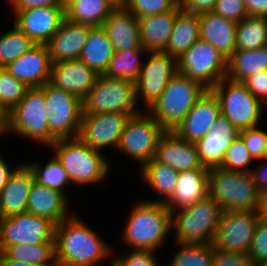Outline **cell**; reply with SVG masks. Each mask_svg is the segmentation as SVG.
Masks as SVG:
<instances>
[{
    "label": "cell",
    "instance_id": "16",
    "mask_svg": "<svg viewBox=\"0 0 267 266\" xmlns=\"http://www.w3.org/2000/svg\"><path fill=\"white\" fill-rule=\"evenodd\" d=\"M131 117L128 113L111 112L99 114H82L78 137L92 149H117L124 127Z\"/></svg>",
    "mask_w": 267,
    "mask_h": 266
},
{
    "label": "cell",
    "instance_id": "50",
    "mask_svg": "<svg viewBox=\"0 0 267 266\" xmlns=\"http://www.w3.org/2000/svg\"><path fill=\"white\" fill-rule=\"evenodd\" d=\"M217 0H179L181 10L193 14L212 12Z\"/></svg>",
    "mask_w": 267,
    "mask_h": 266
},
{
    "label": "cell",
    "instance_id": "29",
    "mask_svg": "<svg viewBox=\"0 0 267 266\" xmlns=\"http://www.w3.org/2000/svg\"><path fill=\"white\" fill-rule=\"evenodd\" d=\"M179 4L168 12L147 15L138 19L142 47L147 52H163L170 40Z\"/></svg>",
    "mask_w": 267,
    "mask_h": 266
},
{
    "label": "cell",
    "instance_id": "52",
    "mask_svg": "<svg viewBox=\"0 0 267 266\" xmlns=\"http://www.w3.org/2000/svg\"><path fill=\"white\" fill-rule=\"evenodd\" d=\"M263 164H259L255 169L251 171L254 181L258 187V190L265 194L267 193V160H262Z\"/></svg>",
    "mask_w": 267,
    "mask_h": 266
},
{
    "label": "cell",
    "instance_id": "37",
    "mask_svg": "<svg viewBox=\"0 0 267 266\" xmlns=\"http://www.w3.org/2000/svg\"><path fill=\"white\" fill-rule=\"evenodd\" d=\"M267 45V18L248 16L236 25V50H254Z\"/></svg>",
    "mask_w": 267,
    "mask_h": 266
},
{
    "label": "cell",
    "instance_id": "43",
    "mask_svg": "<svg viewBox=\"0 0 267 266\" xmlns=\"http://www.w3.org/2000/svg\"><path fill=\"white\" fill-rule=\"evenodd\" d=\"M120 3L131 14L141 18L173 10L179 4V0H120Z\"/></svg>",
    "mask_w": 267,
    "mask_h": 266
},
{
    "label": "cell",
    "instance_id": "56",
    "mask_svg": "<svg viewBox=\"0 0 267 266\" xmlns=\"http://www.w3.org/2000/svg\"><path fill=\"white\" fill-rule=\"evenodd\" d=\"M0 266H35V265L7 258L2 252H0Z\"/></svg>",
    "mask_w": 267,
    "mask_h": 266
},
{
    "label": "cell",
    "instance_id": "18",
    "mask_svg": "<svg viewBox=\"0 0 267 266\" xmlns=\"http://www.w3.org/2000/svg\"><path fill=\"white\" fill-rule=\"evenodd\" d=\"M220 115L218 99L211 90H206L172 132L184 141L196 143L209 132Z\"/></svg>",
    "mask_w": 267,
    "mask_h": 266
},
{
    "label": "cell",
    "instance_id": "5",
    "mask_svg": "<svg viewBox=\"0 0 267 266\" xmlns=\"http://www.w3.org/2000/svg\"><path fill=\"white\" fill-rule=\"evenodd\" d=\"M206 90L200 83L176 73L147 112L166 131H173Z\"/></svg>",
    "mask_w": 267,
    "mask_h": 266
},
{
    "label": "cell",
    "instance_id": "53",
    "mask_svg": "<svg viewBox=\"0 0 267 266\" xmlns=\"http://www.w3.org/2000/svg\"><path fill=\"white\" fill-rule=\"evenodd\" d=\"M248 16H267V0H243Z\"/></svg>",
    "mask_w": 267,
    "mask_h": 266
},
{
    "label": "cell",
    "instance_id": "45",
    "mask_svg": "<svg viewBox=\"0 0 267 266\" xmlns=\"http://www.w3.org/2000/svg\"><path fill=\"white\" fill-rule=\"evenodd\" d=\"M157 251L133 249L130 254L111 260L113 266H160L155 256ZM157 258V259H156Z\"/></svg>",
    "mask_w": 267,
    "mask_h": 266
},
{
    "label": "cell",
    "instance_id": "55",
    "mask_svg": "<svg viewBox=\"0 0 267 266\" xmlns=\"http://www.w3.org/2000/svg\"><path fill=\"white\" fill-rule=\"evenodd\" d=\"M259 220L267 223V193L261 195L258 207Z\"/></svg>",
    "mask_w": 267,
    "mask_h": 266
},
{
    "label": "cell",
    "instance_id": "12",
    "mask_svg": "<svg viewBox=\"0 0 267 266\" xmlns=\"http://www.w3.org/2000/svg\"><path fill=\"white\" fill-rule=\"evenodd\" d=\"M131 116L123 130L117 149L140 162V168L155 157L160 138L166 130L148 112Z\"/></svg>",
    "mask_w": 267,
    "mask_h": 266
},
{
    "label": "cell",
    "instance_id": "15",
    "mask_svg": "<svg viewBox=\"0 0 267 266\" xmlns=\"http://www.w3.org/2000/svg\"><path fill=\"white\" fill-rule=\"evenodd\" d=\"M145 56L148 59L142 64L135 90L137 102L143 98L142 102L147 108L161 95L177 73V59L165 52H147Z\"/></svg>",
    "mask_w": 267,
    "mask_h": 266
},
{
    "label": "cell",
    "instance_id": "59",
    "mask_svg": "<svg viewBox=\"0 0 267 266\" xmlns=\"http://www.w3.org/2000/svg\"><path fill=\"white\" fill-rule=\"evenodd\" d=\"M5 70V67H1L0 66V79H1V75H2V72Z\"/></svg>",
    "mask_w": 267,
    "mask_h": 266
},
{
    "label": "cell",
    "instance_id": "35",
    "mask_svg": "<svg viewBox=\"0 0 267 266\" xmlns=\"http://www.w3.org/2000/svg\"><path fill=\"white\" fill-rule=\"evenodd\" d=\"M142 54L147 51L142 47L140 49H128L123 51H114V54L108 62L105 76L110 78L127 79L136 82L140 75Z\"/></svg>",
    "mask_w": 267,
    "mask_h": 266
},
{
    "label": "cell",
    "instance_id": "11",
    "mask_svg": "<svg viewBox=\"0 0 267 266\" xmlns=\"http://www.w3.org/2000/svg\"><path fill=\"white\" fill-rule=\"evenodd\" d=\"M40 88L45 93L49 133L56 140L78 137L83 114L82 100L50 82Z\"/></svg>",
    "mask_w": 267,
    "mask_h": 266
},
{
    "label": "cell",
    "instance_id": "23",
    "mask_svg": "<svg viewBox=\"0 0 267 266\" xmlns=\"http://www.w3.org/2000/svg\"><path fill=\"white\" fill-rule=\"evenodd\" d=\"M154 158L177 172L209 169L203 166L195 143L178 138L172 131H166L160 138Z\"/></svg>",
    "mask_w": 267,
    "mask_h": 266
},
{
    "label": "cell",
    "instance_id": "9",
    "mask_svg": "<svg viewBox=\"0 0 267 266\" xmlns=\"http://www.w3.org/2000/svg\"><path fill=\"white\" fill-rule=\"evenodd\" d=\"M211 91L220 104L224 115L238 131L259 126L263 105L242 82L223 78Z\"/></svg>",
    "mask_w": 267,
    "mask_h": 266
},
{
    "label": "cell",
    "instance_id": "10",
    "mask_svg": "<svg viewBox=\"0 0 267 266\" xmlns=\"http://www.w3.org/2000/svg\"><path fill=\"white\" fill-rule=\"evenodd\" d=\"M177 73L211 90L227 73V58L210 43L199 39L177 59Z\"/></svg>",
    "mask_w": 267,
    "mask_h": 266
},
{
    "label": "cell",
    "instance_id": "58",
    "mask_svg": "<svg viewBox=\"0 0 267 266\" xmlns=\"http://www.w3.org/2000/svg\"><path fill=\"white\" fill-rule=\"evenodd\" d=\"M255 266H267V260H265V261H263L261 263H258Z\"/></svg>",
    "mask_w": 267,
    "mask_h": 266
},
{
    "label": "cell",
    "instance_id": "48",
    "mask_svg": "<svg viewBox=\"0 0 267 266\" xmlns=\"http://www.w3.org/2000/svg\"><path fill=\"white\" fill-rule=\"evenodd\" d=\"M242 83L267 108V70L249 75Z\"/></svg>",
    "mask_w": 267,
    "mask_h": 266
},
{
    "label": "cell",
    "instance_id": "31",
    "mask_svg": "<svg viewBox=\"0 0 267 266\" xmlns=\"http://www.w3.org/2000/svg\"><path fill=\"white\" fill-rule=\"evenodd\" d=\"M114 54L112 43L102 26L91 27L79 60L97 75H104L108 62Z\"/></svg>",
    "mask_w": 267,
    "mask_h": 266
},
{
    "label": "cell",
    "instance_id": "33",
    "mask_svg": "<svg viewBox=\"0 0 267 266\" xmlns=\"http://www.w3.org/2000/svg\"><path fill=\"white\" fill-rule=\"evenodd\" d=\"M267 70V45L254 50H235L227 59L226 78L242 82L249 75Z\"/></svg>",
    "mask_w": 267,
    "mask_h": 266
},
{
    "label": "cell",
    "instance_id": "21",
    "mask_svg": "<svg viewBox=\"0 0 267 266\" xmlns=\"http://www.w3.org/2000/svg\"><path fill=\"white\" fill-rule=\"evenodd\" d=\"M98 75L81 60L55 62L51 65L50 83L83 100Z\"/></svg>",
    "mask_w": 267,
    "mask_h": 266
},
{
    "label": "cell",
    "instance_id": "30",
    "mask_svg": "<svg viewBox=\"0 0 267 266\" xmlns=\"http://www.w3.org/2000/svg\"><path fill=\"white\" fill-rule=\"evenodd\" d=\"M120 4V0H71L65 6V18L76 24L102 26Z\"/></svg>",
    "mask_w": 267,
    "mask_h": 266
},
{
    "label": "cell",
    "instance_id": "51",
    "mask_svg": "<svg viewBox=\"0 0 267 266\" xmlns=\"http://www.w3.org/2000/svg\"><path fill=\"white\" fill-rule=\"evenodd\" d=\"M11 10H25L38 7L64 6L62 0H8Z\"/></svg>",
    "mask_w": 267,
    "mask_h": 266
},
{
    "label": "cell",
    "instance_id": "57",
    "mask_svg": "<svg viewBox=\"0 0 267 266\" xmlns=\"http://www.w3.org/2000/svg\"><path fill=\"white\" fill-rule=\"evenodd\" d=\"M7 114L0 106V136L5 134Z\"/></svg>",
    "mask_w": 267,
    "mask_h": 266
},
{
    "label": "cell",
    "instance_id": "25",
    "mask_svg": "<svg viewBox=\"0 0 267 266\" xmlns=\"http://www.w3.org/2000/svg\"><path fill=\"white\" fill-rule=\"evenodd\" d=\"M102 28L112 43L114 51L142 48L138 19L122 3L107 17Z\"/></svg>",
    "mask_w": 267,
    "mask_h": 266
},
{
    "label": "cell",
    "instance_id": "32",
    "mask_svg": "<svg viewBox=\"0 0 267 266\" xmlns=\"http://www.w3.org/2000/svg\"><path fill=\"white\" fill-rule=\"evenodd\" d=\"M199 39L200 24L198 14L181 10L176 15L169 43L163 52L178 59Z\"/></svg>",
    "mask_w": 267,
    "mask_h": 266
},
{
    "label": "cell",
    "instance_id": "22",
    "mask_svg": "<svg viewBox=\"0 0 267 266\" xmlns=\"http://www.w3.org/2000/svg\"><path fill=\"white\" fill-rule=\"evenodd\" d=\"M34 180V174L28 165L24 162L18 164L0 192V219L27 212L29 193Z\"/></svg>",
    "mask_w": 267,
    "mask_h": 266
},
{
    "label": "cell",
    "instance_id": "60",
    "mask_svg": "<svg viewBox=\"0 0 267 266\" xmlns=\"http://www.w3.org/2000/svg\"><path fill=\"white\" fill-rule=\"evenodd\" d=\"M62 1H63L64 6H66L71 0H62Z\"/></svg>",
    "mask_w": 267,
    "mask_h": 266
},
{
    "label": "cell",
    "instance_id": "26",
    "mask_svg": "<svg viewBox=\"0 0 267 266\" xmlns=\"http://www.w3.org/2000/svg\"><path fill=\"white\" fill-rule=\"evenodd\" d=\"M67 209L68 198L64 193L34 180L29 193L27 212L47 218L58 225L72 215Z\"/></svg>",
    "mask_w": 267,
    "mask_h": 266
},
{
    "label": "cell",
    "instance_id": "13",
    "mask_svg": "<svg viewBox=\"0 0 267 266\" xmlns=\"http://www.w3.org/2000/svg\"><path fill=\"white\" fill-rule=\"evenodd\" d=\"M55 224L24 212L0 219V252L16 244H55Z\"/></svg>",
    "mask_w": 267,
    "mask_h": 266
},
{
    "label": "cell",
    "instance_id": "24",
    "mask_svg": "<svg viewBox=\"0 0 267 266\" xmlns=\"http://www.w3.org/2000/svg\"><path fill=\"white\" fill-rule=\"evenodd\" d=\"M91 27L88 24L70 22L65 18L57 32L46 44L51 63L78 59L86 44Z\"/></svg>",
    "mask_w": 267,
    "mask_h": 266
},
{
    "label": "cell",
    "instance_id": "47",
    "mask_svg": "<svg viewBox=\"0 0 267 266\" xmlns=\"http://www.w3.org/2000/svg\"><path fill=\"white\" fill-rule=\"evenodd\" d=\"M213 12L236 23L248 17L243 0H217Z\"/></svg>",
    "mask_w": 267,
    "mask_h": 266
},
{
    "label": "cell",
    "instance_id": "19",
    "mask_svg": "<svg viewBox=\"0 0 267 266\" xmlns=\"http://www.w3.org/2000/svg\"><path fill=\"white\" fill-rule=\"evenodd\" d=\"M51 59L46 44H36L15 61L9 63L5 70L29 88L42 87L50 82Z\"/></svg>",
    "mask_w": 267,
    "mask_h": 266
},
{
    "label": "cell",
    "instance_id": "2",
    "mask_svg": "<svg viewBox=\"0 0 267 266\" xmlns=\"http://www.w3.org/2000/svg\"><path fill=\"white\" fill-rule=\"evenodd\" d=\"M123 231V241L132 249L156 251L172 230L171 212L164 203H136Z\"/></svg>",
    "mask_w": 267,
    "mask_h": 266
},
{
    "label": "cell",
    "instance_id": "42",
    "mask_svg": "<svg viewBox=\"0 0 267 266\" xmlns=\"http://www.w3.org/2000/svg\"><path fill=\"white\" fill-rule=\"evenodd\" d=\"M253 160L243 139L238 135L226 150L219 168L227 171L251 172L252 169H249V165Z\"/></svg>",
    "mask_w": 267,
    "mask_h": 266
},
{
    "label": "cell",
    "instance_id": "1",
    "mask_svg": "<svg viewBox=\"0 0 267 266\" xmlns=\"http://www.w3.org/2000/svg\"><path fill=\"white\" fill-rule=\"evenodd\" d=\"M57 266H104L113 251L98 233L76 215L55 225Z\"/></svg>",
    "mask_w": 267,
    "mask_h": 266
},
{
    "label": "cell",
    "instance_id": "8",
    "mask_svg": "<svg viewBox=\"0 0 267 266\" xmlns=\"http://www.w3.org/2000/svg\"><path fill=\"white\" fill-rule=\"evenodd\" d=\"M136 103L134 82L98 75L93 87L82 100L83 114L122 112L133 116L142 111L137 109Z\"/></svg>",
    "mask_w": 267,
    "mask_h": 266
},
{
    "label": "cell",
    "instance_id": "20",
    "mask_svg": "<svg viewBox=\"0 0 267 266\" xmlns=\"http://www.w3.org/2000/svg\"><path fill=\"white\" fill-rule=\"evenodd\" d=\"M238 135L239 131L221 114L209 132L195 143L203 166L209 169L219 167L226 150Z\"/></svg>",
    "mask_w": 267,
    "mask_h": 266
},
{
    "label": "cell",
    "instance_id": "28",
    "mask_svg": "<svg viewBox=\"0 0 267 266\" xmlns=\"http://www.w3.org/2000/svg\"><path fill=\"white\" fill-rule=\"evenodd\" d=\"M209 169H191L178 172V182L173 195L165 203L170 212L183 209L208 196Z\"/></svg>",
    "mask_w": 267,
    "mask_h": 266
},
{
    "label": "cell",
    "instance_id": "17",
    "mask_svg": "<svg viewBox=\"0 0 267 266\" xmlns=\"http://www.w3.org/2000/svg\"><path fill=\"white\" fill-rule=\"evenodd\" d=\"M14 25L35 44H47L65 19V6L14 10Z\"/></svg>",
    "mask_w": 267,
    "mask_h": 266
},
{
    "label": "cell",
    "instance_id": "3",
    "mask_svg": "<svg viewBox=\"0 0 267 266\" xmlns=\"http://www.w3.org/2000/svg\"><path fill=\"white\" fill-rule=\"evenodd\" d=\"M50 147L75 185H93L104 180L110 171L111 163L103 152L92 149L79 137L58 139Z\"/></svg>",
    "mask_w": 267,
    "mask_h": 266
},
{
    "label": "cell",
    "instance_id": "27",
    "mask_svg": "<svg viewBox=\"0 0 267 266\" xmlns=\"http://www.w3.org/2000/svg\"><path fill=\"white\" fill-rule=\"evenodd\" d=\"M200 24V39L210 43L227 59L236 50V25L215 12H205L198 15Z\"/></svg>",
    "mask_w": 267,
    "mask_h": 266
},
{
    "label": "cell",
    "instance_id": "44",
    "mask_svg": "<svg viewBox=\"0 0 267 266\" xmlns=\"http://www.w3.org/2000/svg\"><path fill=\"white\" fill-rule=\"evenodd\" d=\"M259 126L239 131L245 146L254 160H263L267 156V132Z\"/></svg>",
    "mask_w": 267,
    "mask_h": 266
},
{
    "label": "cell",
    "instance_id": "14",
    "mask_svg": "<svg viewBox=\"0 0 267 266\" xmlns=\"http://www.w3.org/2000/svg\"><path fill=\"white\" fill-rule=\"evenodd\" d=\"M258 222L257 211H223L213 246L224 252L248 255Z\"/></svg>",
    "mask_w": 267,
    "mask_h": 266
},
{
    "label": "cell",
    "instance_id": "54",
    "mask_svg": "<svg viewBox=\"0 0 267 266\" xmlns=\"http://www.w3.org/2000/svg\"><path fill=\"white\" fill-rule=\"evenodd\" d=\"M17 167L18 166H15L14 168L12 167L11 170L9 164H7L6 160H4L0 155V192L6 185L10 175L14 172V170Z\"/></svg>",
    "mask_w": 267,
    "mask_h": 266
},
{
    "label": "cell",
    "instance_id": "38",
    "mask_svg": "<svg viewBox=\"0 0 267 266\" xmlns=\"http://www.w3.org/2000/svg\"><path fill=\"white\" fill-rule=\"evenodd\" d=\"M180 250L166 266H212L213 243H176Z\"/></svg>",
    "mask_w": 267,
    "mask_h": 266
},
{
    "label": "cell",
    "instance_id": "6",
    "mask_svg": "<svg viewBox=\"0 0 267 266\" xmlns=\"http://www.w3.org/2000/svg\"><path fill=\"white\" fill-rule=\"evenodd\" d=\"M222 208L209 196L195 204L171 212L176 243H213Z\"/></svg>",
    "mask_w": 267,
    "mask_h": 266
},
{
    "label": "cell",
    "instance_id": "4",
    "mask_svg": "<svg viewBox=\"0 0 267 266\" xmlns=\"http://www.w3.org/2000/svg\"><path fill=\"white\" fill-rule=\"evenodd\" d=\"M261 195L251 172L209 169L208 196L223 211H257Z\"/></svg>",
    "mask_w": 267,
    "mask_h": 266
},
{
    "label": "cell",
    "instance_id": "41",
    "mask_svg": "<svg viewBox=\"0 0 267 266\" xmlns=\"http://www.w3.org/2000/svg\"><path fill=\"white\" fill-rule=\"evenodd\" d=\"M29 87L4 70L0 79V106L7 114L24 97Z\"/></svg>",
    "mask_w": 267,
    "mask_h": 266
},
{
    "label": "cell",
    "instance_id": "40",
    "mask_svg": "<svg viewBox=\"0 0 267 266\" xmlns=\"http://www.w3.org/2000/svg\"><path fill=\"white\" fill-rule=\"evenodd\" d=\"M26 164L32 170L36 182L58 190L66 195L64 186L70 183V180L63 165L55 155H53V159L48 161L43 167L39 162H30V164L26 162Z\"/></svg>",
    "mask_w": 267,
    "mask_h": 266
},
{
    "label": "cell",
    "instance_id": "36",
    "mask_svg": "<svg viewBox=\"0 0 267 266\" xmlns=\"http://www.w3.org/2000/svg\"><path fill=\"white\" fill-rule=\"evenodd\" d=\"M2 253L35 266H57L55 244H16L7 246Z\"/></svg>",
    "mask_w": 267,
    "mask_h": 266
},
{
    "label": "cell",
    "instance_id": "46",
    "mask_svg": "<svg viewBox=\"0 0 267 266\" xmlns=\"http://www.w3.org/2000/svg\"><path fill=\"white\" fill-rule=\"evenodd\" d=\"M248 256L255 265L267 260V223H257Z\"/></svg>",
    "mask_w": 267,
    "mask_h": 266
},
{
    "label": "cell",
    "instance_id": "39",
    "mask_svg": "<svg viewBox=\"0 0 267 266\" xmlns=\"http://www.w3.org/2000/svg\"><path fill=\"white\" fill-rule=\"evenodd\" d=\"M36 44L17 26L0 35V66L6 67Z\"/></svg>",
    "mask_w": 267,
    "mask_h": 266
},
{
    "label": "cell",
    "instance_id": "34",
    "mask_svg": "<svg viewBox=\"0 0 267 266\" xmlns=\"http://www.w3.org/2000/svg\"><path fill=\"white\" fill-rule=\"evenodd\" d=\"M142 181L155 190L161 200H148L149 202L166 203L173 195L178 182V172L171 166L152 158L140 170Z\"/></svg>",
    "mask_w": 267,
    "mask_h": 266
},
{
    "label": "cell",
    "instance_id": "7",
    "mask_svg": "<svg viewBox=\"0 0 267 266\" xmlns=\"http://www.w3.org/2000/svg\"><path fill=\"white\" fill-rule=\"evenodd\" d=\"M6 132L18 133L49 147L56 141L49 133L45 93L40 87L29 88L25 97L7 113Z\"/></svg>",
    "mask_w": 267,
    "mask_h": 266
},
{
    "label": "cell",
    "instance_id": "49",
    "mask_svg": "<svg viewBox=\"0 0 267 266\" xmlns=\"http://www.w3.org/2000/svg\"><path fill=\"white\" fill-rule=\"evenodd\" d=\"M212 266H255L247 254L224 252L215 249Z\"/></svg>",
    "mask_w": 267,
    "mask_h": 266
}]
</instances>
